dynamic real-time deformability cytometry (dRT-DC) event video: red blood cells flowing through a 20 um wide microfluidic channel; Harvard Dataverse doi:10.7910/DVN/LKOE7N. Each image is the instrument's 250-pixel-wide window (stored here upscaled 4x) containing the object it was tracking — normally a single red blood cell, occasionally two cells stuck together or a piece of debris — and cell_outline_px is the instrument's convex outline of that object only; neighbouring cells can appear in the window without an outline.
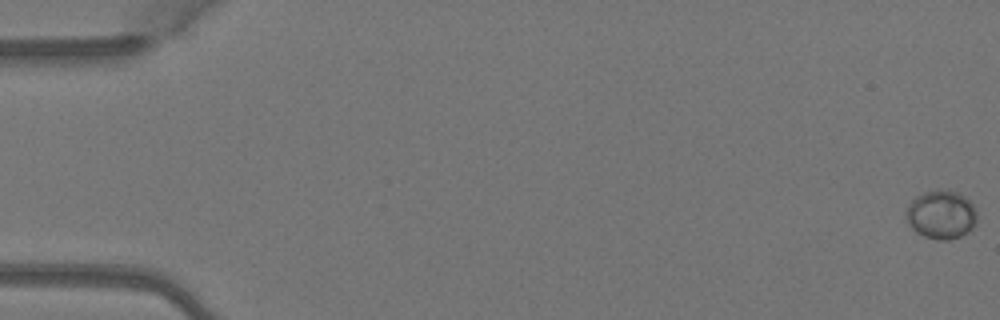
{"species": "Egyptian fruit bat (a non-hibernating species)", "species_latin": "Rousettus aegyptiacus", "temperature_condition": "warm", "stored_images_in_passage": 4, "camera_frame_rate_fps": 3000, "um_per_image_px": 0.085, "animal": {"sex": "female"}, "frame": {"image": 1, "passage_image": 1, "time_ms": 0.0, "image_size_px": [1000, 320], "cell_outline_px": [[976, 224], [968, 232], [960, 236], [948, 240], [936, 240], [924, 236], [916, 232], [912, 228], [908, 220], [908, 208], [912, 200], [916, 196], [924, 192], [948, 188], [964, 196], [972, 204], [976, 212]], "centroid_in_image_um": [80.03, 18.24], "position_along_channel_um": 5.0, "area_um2": 19.88}}
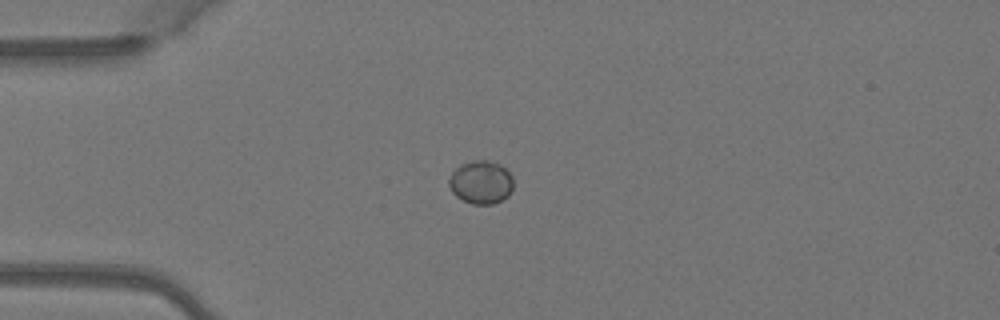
{"frame": {"image": 2, "passage_image": 4, "time_ms": 1.0, "image_size_px": [1000, 320], "cell_outline_px": [[512, 188], [508, 196], [492, 204], [472, 204], [456, 196], [452, 192], [448, 184], [448, 180], [452, 172], [460, 164], [472, 160], [488, 160], [500, 164], [512, 176]], "centroid_in_image_um": [40.86, 15.48], "position_along_channel_um": 44.1, "area_um2": 16.18}}